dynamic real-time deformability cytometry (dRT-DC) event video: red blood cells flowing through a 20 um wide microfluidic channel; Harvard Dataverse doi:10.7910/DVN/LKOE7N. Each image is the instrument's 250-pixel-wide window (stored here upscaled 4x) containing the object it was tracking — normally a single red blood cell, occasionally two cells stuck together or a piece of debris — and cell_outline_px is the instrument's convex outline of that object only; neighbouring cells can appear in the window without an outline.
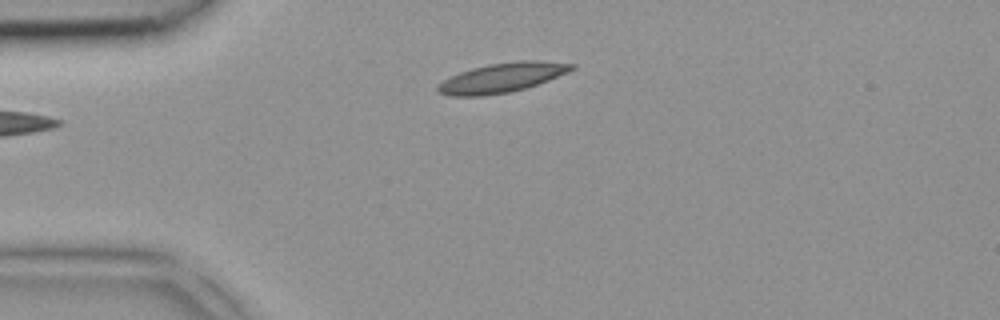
{"species": "common noctule bat (a hibernating species)", "species_latin": "Nyctalus noctula", "temperature_condition": "room temperature", "stored_images_in_passage": 2, "camera_frame_rate_fps": 3000, "um_per_image_px": 0.085, "animal": {"sex": "female", "body_mass_g": 18.4}, "frame": {"image": 1, "passage_image": 1, "time_ms": 0.0, "image_size_px": [1000, 320], "cell_outline_px": [[576, 68], [568, 72], [548, 80], [524, 88], [508, 92], [484, 96], [448, 96], [440, 92], [436, 88], [444, 80], [460, 72], [472, 68], [488, 64], [520, 60], [536, 60], [576, 64]], "centroid_in_image_um": [42.69, 6.59], "position_along_channel_um": 42.3, "area_um2": 22.77}}